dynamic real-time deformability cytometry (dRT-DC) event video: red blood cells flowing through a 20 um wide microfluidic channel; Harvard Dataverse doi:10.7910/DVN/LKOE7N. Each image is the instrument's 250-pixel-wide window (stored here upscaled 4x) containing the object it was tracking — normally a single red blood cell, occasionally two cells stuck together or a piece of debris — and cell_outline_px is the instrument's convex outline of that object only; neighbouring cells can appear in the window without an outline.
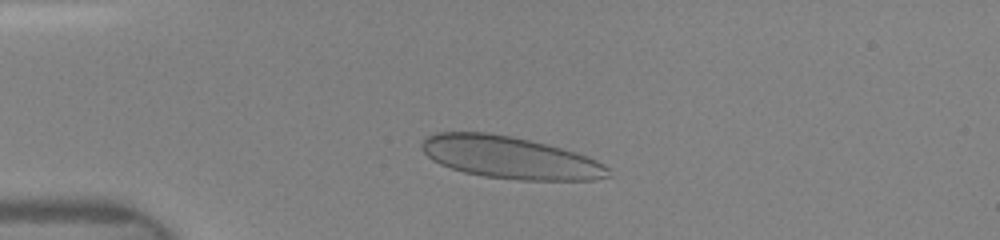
{"species": "human", "species_latin": "Homo sapiens", "temperature_condition": "room temperature", "stored_images_in_passage": 18, "camera_frame_rate_fps": 3000, "um_per_image_px": 0.085, "donor": {"sex": "female"}, "frame": {"image": 1, "passage_image": 7, "time_ms": 2.333, "image_size_px": [1000, 240], "cell_outline_px": [[608, 176], [592, 180], [520, 180], [484, 176], [464, 172], [440, 164], [432, 160], [420, 148], [420, 144], [428, 136], [436, 132], [488, 132], [512, 136], [576, 152], [588, 156], [604, 164], [608, 168]], "centroid_in_image_um": [43.32, 13.38], "position_along_channel_um": 41.7, "area_um2": 45.6}}
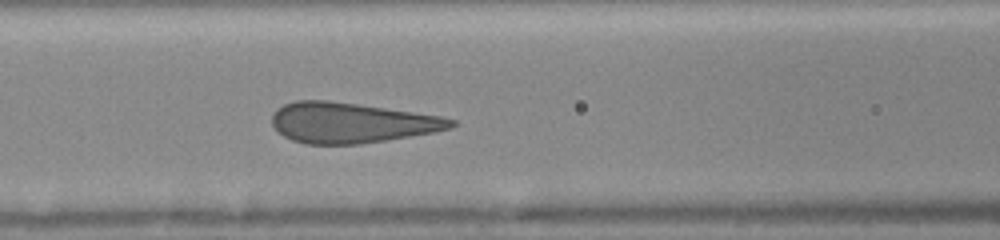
{"frame": {"image": 2, "passage_image": 15, "time_ms": 5.333, "image_size_px": [1000, 240], "cell_outline_px": [[456, 124], [452, 128], [432, 132], [360, 144], [304, 144], [292, 140], [284, 136], [272, 124], [272, 116], [276, 108], [284, 104], [296, 100], [328, 100], [440, 116], [456, 120]], "centroid_in_image_um": [29.82, 10.43], "position_along_channel_um": 136.8, "area_um2": 41.67}}
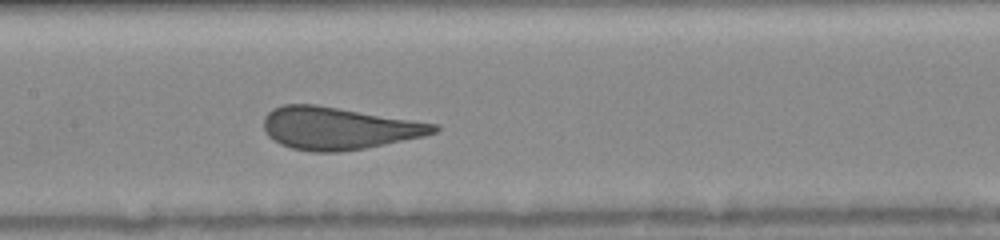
{"frame": {"image": 3, "passage_image": 18, "time_ms": 6.333, "image_size_px": [1000, 240], "cell_outline_px": [[440, 128], [436, 132], [424, 136], [364, 148], [336, 152], [312, 152], [292, 148], [280, 144], [268, 136], [264, 128], [264, 116], [268, 112], [284, 104], [316, 104], [440, 124]], "centroid_in_image_um": [28.78, 10.89], "position_along_channel_um": 178.6, "area_um2": 41.96}}